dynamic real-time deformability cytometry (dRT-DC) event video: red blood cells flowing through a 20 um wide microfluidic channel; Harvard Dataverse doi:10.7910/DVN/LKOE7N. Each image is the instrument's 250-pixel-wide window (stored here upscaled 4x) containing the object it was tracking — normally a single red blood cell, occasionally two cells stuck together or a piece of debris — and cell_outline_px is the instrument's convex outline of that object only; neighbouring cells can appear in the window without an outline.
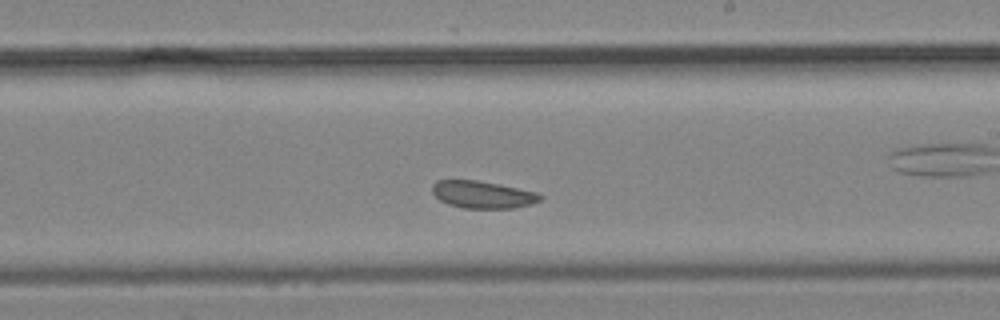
{"species": "common noctule bat (a hibernating species)", "species_latin": "Nyctalus noctula", "temperature_condition": "cold", "stored_images_in_passage": 17, "camera_frame_rate_fps": 3000, "um_per_image_px": 0.085, "animal": {"sex": "male", "body_mass_g": 19.2, "forearm_length_mm": 51.8}, "frame": {"image": 1, "passage_image": 12, "time_ms": 3.667, "image_size_px": [1000, 320], "cell_outline_px": [[544, 196], [540, 200], [532, 204], [516, 208], [464, 208], [448, 204], [440, 200], [432, 192], [432, 184], [436, 180], [476, 180], [536, 192]], "centroid_in_image_um": [41.01, 16.54], "position_along_channel_um": 248.0, "area_um2": 17.05}}
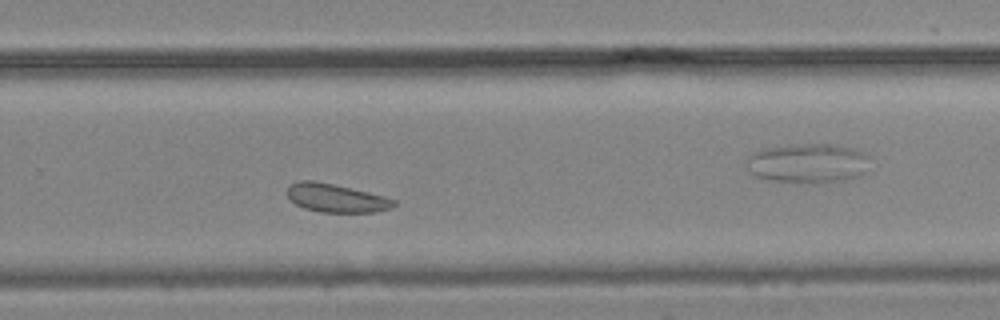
{"frame": {"image": 2, "passage_image": 16, "time_ms": 5.0, "image_size_px": [1000, 320], "cell_outline_px": [[396, 204], [392, 208], [376, 212], [320, 212], [304, 208], [296, 204], [288, 196], [288, 184], [300, 180], [312, 180], [332, 184], [368, 192], [384, 196], [396, 200]], "centroid_in_image_um": [28.57, 16.83], "position_along_channel_um": 301.2, "area_um2": 17.57}}